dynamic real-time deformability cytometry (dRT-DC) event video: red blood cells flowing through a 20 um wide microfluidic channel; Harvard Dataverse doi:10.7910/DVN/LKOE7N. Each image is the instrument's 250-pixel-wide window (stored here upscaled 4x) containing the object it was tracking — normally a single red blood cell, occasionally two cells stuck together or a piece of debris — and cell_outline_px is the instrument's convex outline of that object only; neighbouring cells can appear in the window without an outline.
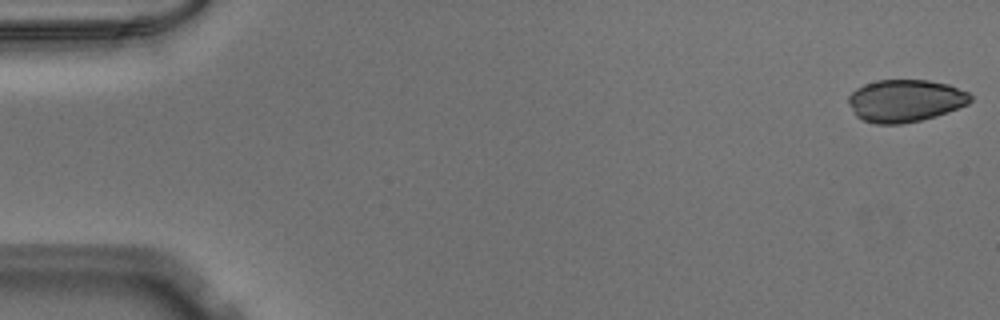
{"species": "Egyptian fruit bat (a non-hibernating species)", "species_latin": "Rousettus aegyptiacus", "temperature_condition": "warm", "stored_images_in_passage": 51, "camera_frame_rate_fps": 3000, "um_per_image_px": 0.085, "animal": {"sex": "male"}, "frame": {"image": 1, "passage_image": 1, "time_ms": 0.0, "image_size_px": [1000, 320], "cell_outline_px": [[972, 100], [968, 104], [948, 112], [936, 116], [904, 124], [876, 124], [860, 120], [856, 116], [848, 104], [848, 96], [856, 88], [864, 84], [876, 80], [928, 80], [948, 84], [968, 92], [972, 96]], "centroid_in_image_um": [76.92, 8.56], "position_along_channel_um": 8.1, "area_um2": 30.4}}
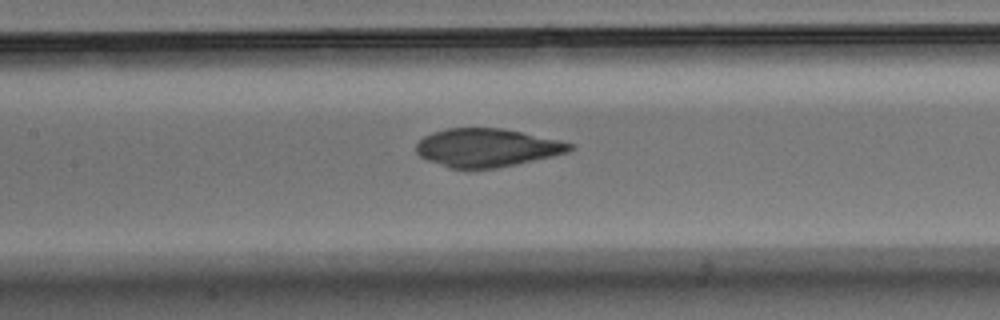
{"frame": {"image": 2, "passage_image": 24, "time_ms": 7.667, "image_size_px": [1000, 320], "cell_outline_px": [[576, 148], [568, 152], [552, 156], [516, 164], [496, 168], [448, 168], [428, 160], [420, 156], [416, 152], [416, 144], [424, 136], [432, 132], [448, 128], [504, 128], [560, 140], [576, 144]], "centroid_in_image_um": [41.42, 12.54], "position_along_channel_um": 166.0, "area_um2": 34.33}}
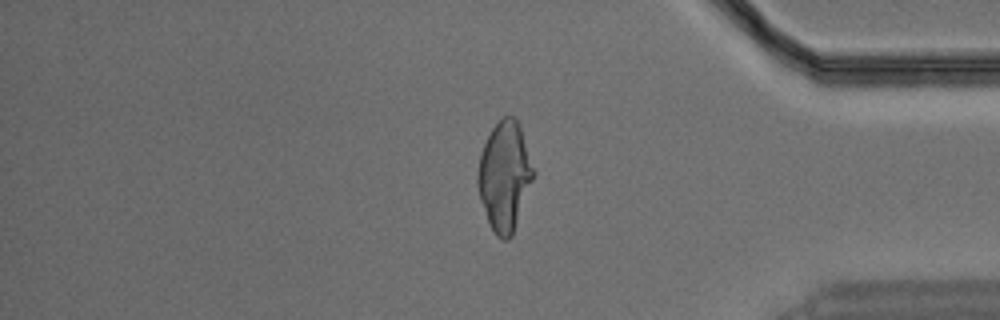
{"frame": {"image": 3, "passage_image": 43, "time_ms": 14.0, "image_size_px": [1000, 320], "cell_outline_px": [[536, 172], [512, 236], [508, 240], [500, 240], [496, 236], [488, 220], [480, 200], [476, 184], [476, 172], [480, 152], [492, 128], [500, 116], [516, 116], [520, 124]], "centroid_in_image_um": [42.89, 14.93], "position_along_channel_um": 392.3, "area_um2": 36.01}}